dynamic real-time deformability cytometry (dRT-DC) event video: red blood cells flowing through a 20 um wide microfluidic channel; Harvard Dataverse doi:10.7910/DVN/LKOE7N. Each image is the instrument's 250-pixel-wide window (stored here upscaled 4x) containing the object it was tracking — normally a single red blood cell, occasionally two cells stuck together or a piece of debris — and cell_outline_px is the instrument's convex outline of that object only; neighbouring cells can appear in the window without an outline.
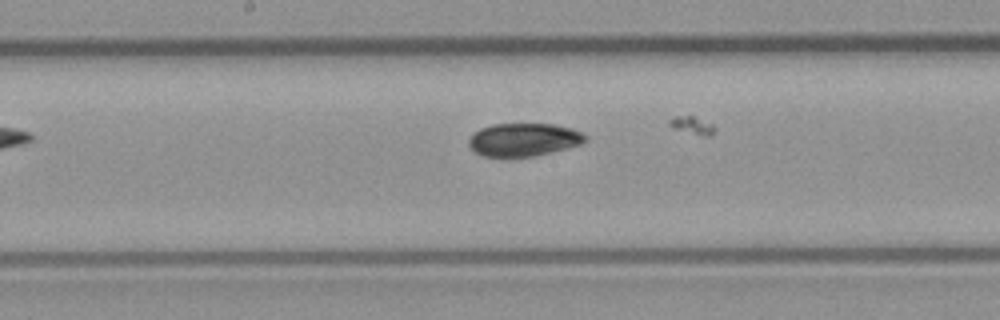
{"species": "common noctule bat (a hibernating species)", "species_latin": "Nyctalus noctula", "temperature_condition": "room temperature", "stored_images_in_passage": 7, "segment_of_instrument_passage": [2, 2], "camera_frame_rate_fps": 3000, "um_per_image_px": 0.085, "animal": {"sex": "male", "body_mass_g": 23.1, "forearm_length_mm": 52.7}, "frame": {"image": 1, "passage_image": 7, "time_ms": 7.0, "image_size_px": [1000, 320], "cell_outline_px": [[588, 140], [580, 144], [532, 156], [484, 156], [476, 152], [468, 144], [468, 140], [472, 132], [480, 128], [492, 124], [552, 124], [572, 128], [588, 136]], "centroid_in_image_um": [44.49, 11.85], "position_along_channel_um": 203.7, "area_um2": 22.2}}